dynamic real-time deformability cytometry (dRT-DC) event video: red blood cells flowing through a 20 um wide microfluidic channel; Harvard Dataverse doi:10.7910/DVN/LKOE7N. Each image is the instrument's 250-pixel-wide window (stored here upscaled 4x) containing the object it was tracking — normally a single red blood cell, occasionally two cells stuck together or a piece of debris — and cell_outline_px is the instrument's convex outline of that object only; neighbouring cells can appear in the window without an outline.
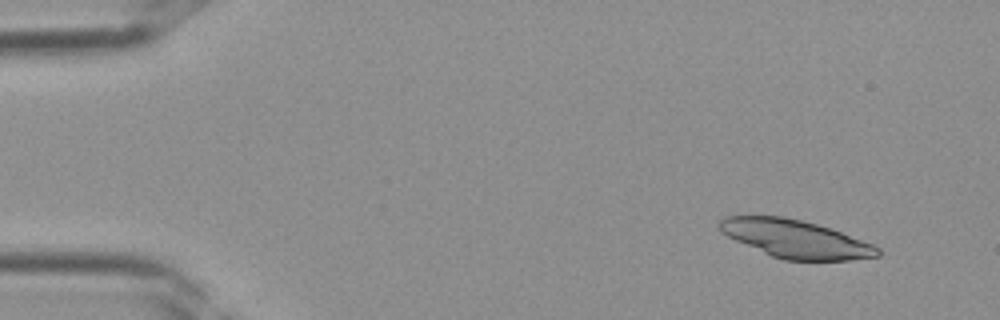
{"species": "Egyptian fruit bat (a non-hibernating species)", "species_latin": "Rousettus aegyptiacus", "temperature_condition": "room temperature", "stored_images_in_passage": 20, "camera_frame_rate_fps": 3000, "um_per_image_px": 0.085, "frame": {"image": 1, "passage_image": 3, "time_ms": 0.667, "image_size_px": [1000, 320], "cell_outline_px": [[880, 256], [848, 260], [784, 260], [772, 256], [736, 240], [720, 232], [716, 224], [724, 216], [784, 216], [832, 228], [872, 244], [880, 248]], "centroid_in_image_um": [67.61, 20.3], "position_along_channel_um": 17.4, "area_um2": 34.85}}